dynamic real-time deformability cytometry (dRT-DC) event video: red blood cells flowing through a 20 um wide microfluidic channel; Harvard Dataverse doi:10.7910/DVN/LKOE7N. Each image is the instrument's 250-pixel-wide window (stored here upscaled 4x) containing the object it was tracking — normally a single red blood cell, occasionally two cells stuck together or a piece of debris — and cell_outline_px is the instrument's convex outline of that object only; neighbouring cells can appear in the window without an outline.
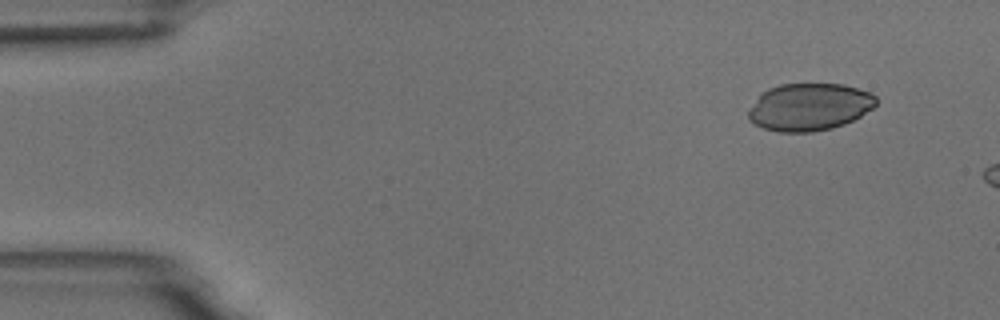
{"species": "common noctule bat (a hibernating species)", "species_latin": "Nyctalus noctula", "temperature_condition": "room temperature", "stored_images_in_passage": 5, "camera_frame_rate_fps": 3000, "um_per_image_px": 0.085, "animal": {"sex": "male", "body_mass_g": 18.8}, "frame": {"image": 1, "passage_image": 2, "time_ms": 1.0, "image_size_px": [1000, 320], "cell_outline_px": [[876, 104], [872, 108], [860, 116], [844, 124], [832, 128], [812, 132], [776, 132], [764, 128], [748, 120], [748, 112], [756, 100], [768, 88], [780, 84], [844, 84], [872, 92], [876, 96]], "centroid_in_image_um": [68.81, 9.09], "position_along_channel_um": 16.2, "area_um2": 35.2}}